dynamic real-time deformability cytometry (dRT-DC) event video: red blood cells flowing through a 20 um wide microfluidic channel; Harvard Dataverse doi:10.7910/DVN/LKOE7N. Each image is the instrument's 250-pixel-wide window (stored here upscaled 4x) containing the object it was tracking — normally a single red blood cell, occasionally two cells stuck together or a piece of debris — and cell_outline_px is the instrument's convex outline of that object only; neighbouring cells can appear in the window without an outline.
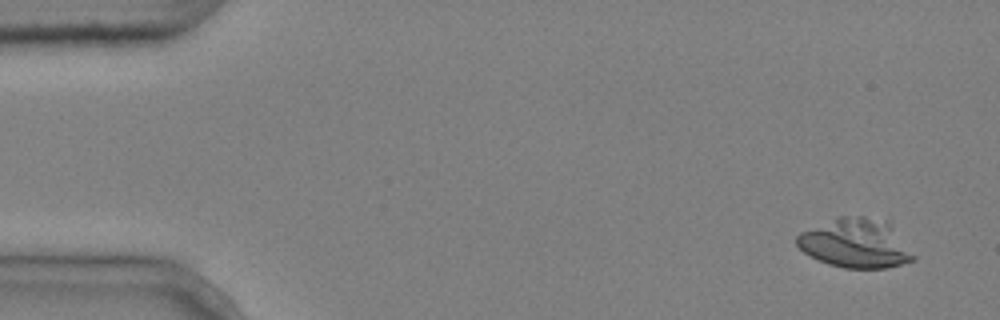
{"species": "common noctule bat (a hibernating species)", "species_latin": "Nyctalus noctula", "temperature_condition": "cold", "stored_images_in_passage": 4, "camera_frame_rate_fps": 3000, "um_per_image_px": 0.085, "animal": {"sex": "male", "body_mass_g": 20.4}, "frame": {"image": 1, "passage_image": 1, "time_ms": 0.0, "image_size_px": [1000, 320], "cell_outline_px": [[916, 260], [884, 268], [844, 268], [828, 264], [804, 252], [796, 244], [796, 236], [800, 232], [836, 216], [864, 216], [888, 220], [892, 224], [916, 256]], "centroid_in_image_um": [72.75, 20.66], "position_along_channel_um": 12.3, "area_um2": 33.76}}
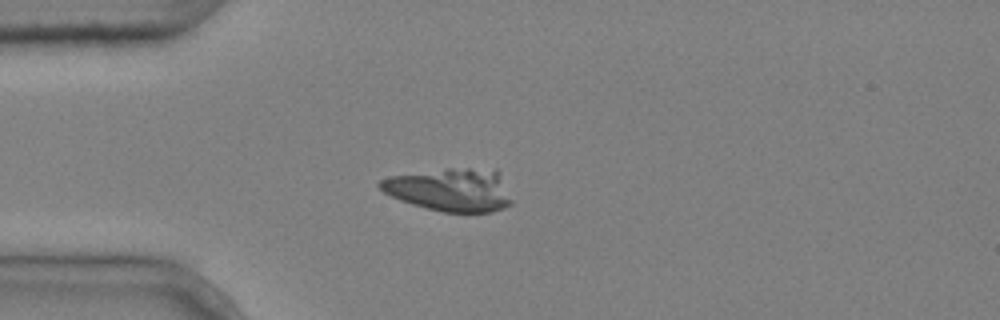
{"frame": {"image": 2, "passage_image": 4, "time_ms": 1.0, "image_size_px": [1000, 320], "cell_outline_px": [[512, 204], [504, 208], [492, 212], [444, 212], [412, 204], [400, 200], [384, 192], [376, 184], [380, 180], [392, 176], [448, 168], [496, 168], [512, 200]], "centroid_in_image_um": [38.32, 16.13], "position_along_channel_um": 46.7, "area_um2": 32.95}}